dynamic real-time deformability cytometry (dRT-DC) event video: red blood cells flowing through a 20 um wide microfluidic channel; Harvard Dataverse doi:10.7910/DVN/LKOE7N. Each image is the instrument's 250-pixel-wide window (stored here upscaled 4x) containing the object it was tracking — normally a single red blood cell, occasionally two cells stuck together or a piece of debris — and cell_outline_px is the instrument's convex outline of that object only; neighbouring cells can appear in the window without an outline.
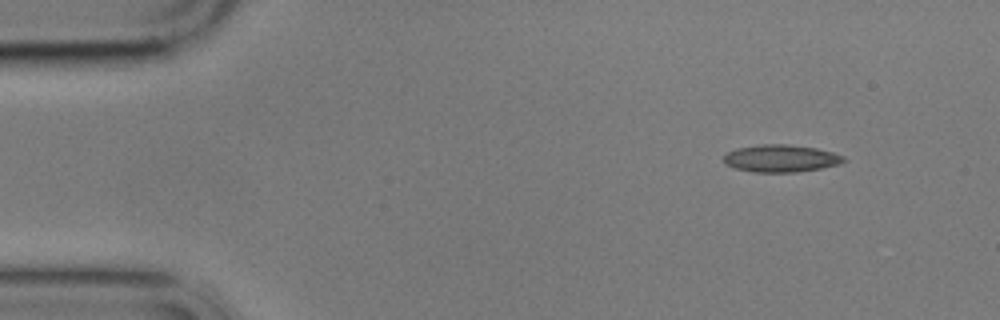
{"species": "common noctule bat (a hibernating species)", "species_latin": "Nyctalus noctula", "temperature_condition": "cold", "stored_images_in_passage": 5, "segment_of_instrument_passage": [1, 2], "camera_frame_rate_fps": 3000, "um_per_image_px": 0.085, "animal": {"sex": "male", "body_mass_g": 17.9}, "frame": {"image": 1, "passage_image": 1, "time_ms": 0.0, "image_size_px": [1000, 320], "cell_outline_px": [[848, 160], [840, 164], [820, 168], [796, 172], [752, 172], [736, 168], [724, 164], [724, 152], [736, 148], [760, 144], [788, 144], [816, 148], [832, 152], [844, 156]], "centroid_in_image_um": [66.36, 13.46], "position_along_channel_um": 18.6, "area_um2": 19.31}}
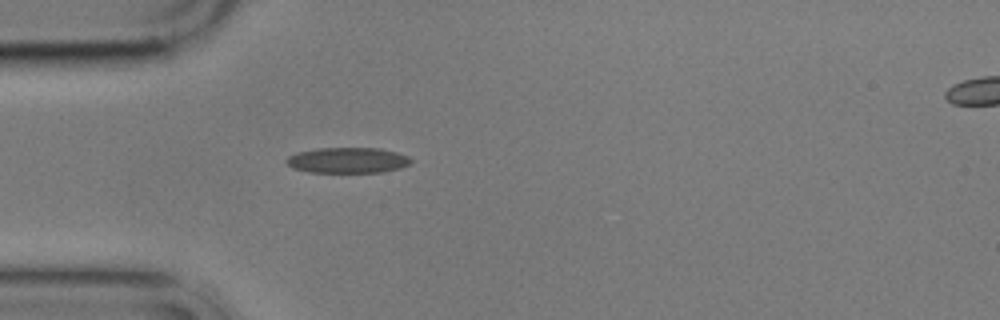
{"frame": {"image": 2, "passage_image": 4, "time_ms": 3.333, "image_size_px": [1000, 320], "cell_outline_px": [[412, 160], [408, 164], [400, 168], [384, 172], [308, 172], [292, 168], [284, 160], [288, 156], [296, 152], [316, 148], [380, 148], [396, 152], [408, 156]], "centroid_in_image_um": [29.52, 13.62], "position_along_channel_um": 55.5, "area_um2": 18.67}}